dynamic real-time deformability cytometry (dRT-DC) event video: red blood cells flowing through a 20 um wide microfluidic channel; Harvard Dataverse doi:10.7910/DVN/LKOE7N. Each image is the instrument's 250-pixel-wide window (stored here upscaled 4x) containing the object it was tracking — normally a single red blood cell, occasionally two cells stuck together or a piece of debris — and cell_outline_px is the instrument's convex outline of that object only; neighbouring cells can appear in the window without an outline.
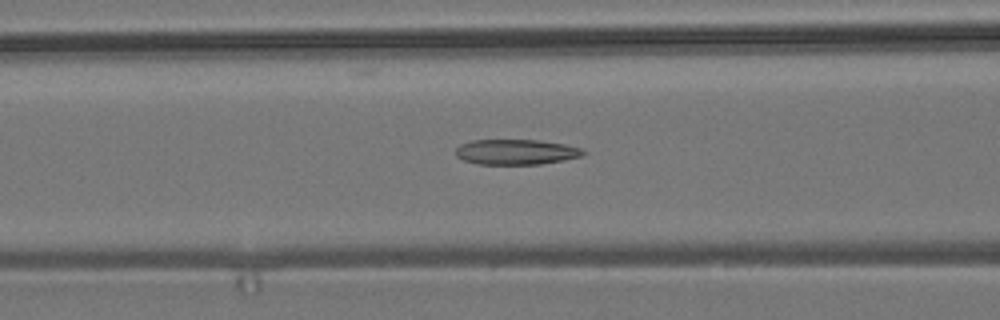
{"species": "common noctule bat (a hibernating species)", "species_latin": "Nyctalus noctula", "temperature_condition": "room temperature", "stored_images_in_passage": 44, "camera_frame_rate_fps": 3000, "um_per_image_px": 0.085, "animal": {"sex": "male", "body_mass_g": 19.2, "forearm_length_mm": 51.8}, "frame": {"image": 1, "passage_image": 22, "time_ms": 7.0, "image_size_px": [1000, 320], "cell_outline_px": [[584, 152], [580, 156], [564, 160], [540, 164], [476, 164], [464, 160], [456, 156], [456, 148], [460, 144], [472, 140], [540, 140], [564, 144], [580, 148]], "centroid_in_image_um": [43.82, 12.91], "position_along_channel_um": 122.8, "area_um2": 18.67}}
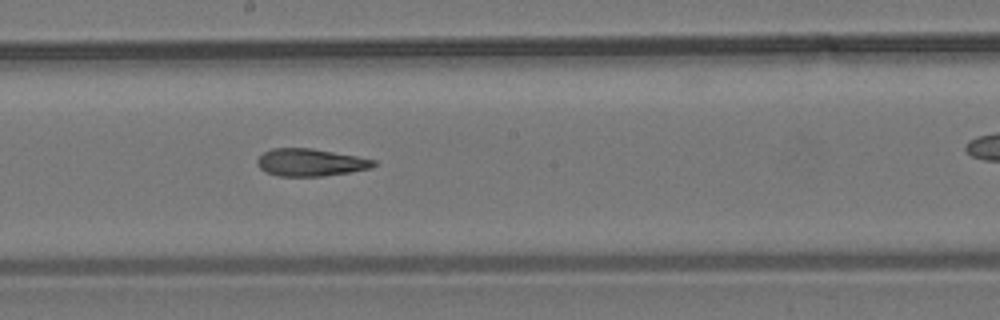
{"frame": {"image": 2, "passage_image": 30, "time_ms": 9.667, "image_size_px": [1000, 320], "cell_outline_px": [[376, 164], [372, 168], [324, 176], [280, 176], [264, 172], [256, 164], [256, 160], [264, 152], [272, 148], [312, 148], [356, 156], [376, 160]], "centroid_in_image_um": [26.36, 13.8], "position_along_channel_um": 221.8, "area_um2": 18.61}}
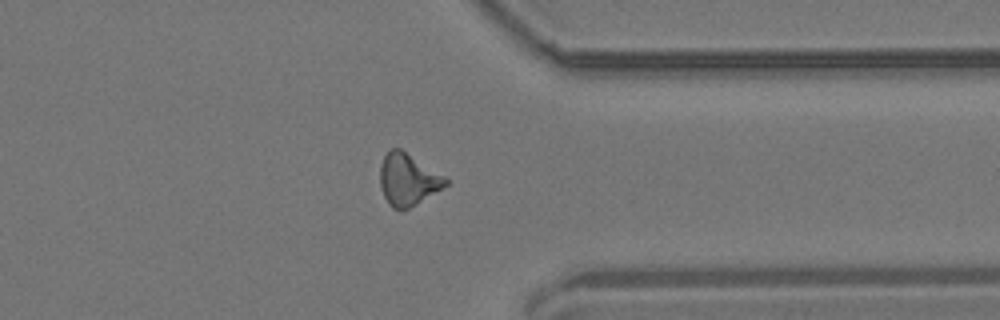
{"frame": {"image": 3, "passage_image": 43, "time_ms": 14.0, "image_size_px": [1000, 320], "cell_outline_px": [[448, 184], [416, 204], [408, 208], [392, 208], [388, 204], [384, 196], [380, 184], [380, 164], [384, 156], [392, 148], [400, 148], [444, 176], [448, 180]], "centroid_in_image_um": [34.65, 15.25], "position_along_channel_um": 376.8, "area_um2": 19.42}}